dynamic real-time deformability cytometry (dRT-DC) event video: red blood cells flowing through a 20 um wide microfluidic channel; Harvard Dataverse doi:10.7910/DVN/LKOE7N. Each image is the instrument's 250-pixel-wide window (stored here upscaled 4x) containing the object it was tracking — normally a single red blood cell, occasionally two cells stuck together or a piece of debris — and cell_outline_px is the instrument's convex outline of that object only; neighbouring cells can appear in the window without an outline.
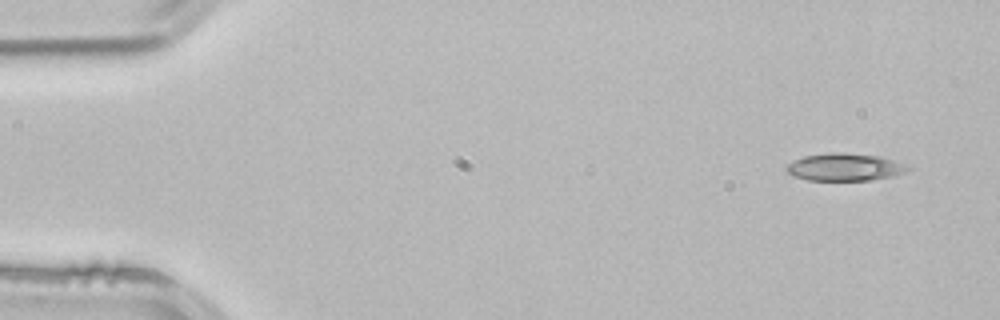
{"species": "common noctule bat (a hibernating species)", "species_latin": "Nyctalus noctula", "temperature_condition": "room temperature", "stored_images_in_passage": 3, "camera_frame_rate_fps": 3000, "um_per_image_px": 0.085, "animal": {"sex": "male", "body_mass_g": 21.5, "forearm_length_mm": 52.0}, "frame": {"image": 1, "passage_image": 1, "time_ms": 0.0, "image_size_px": [1000, 320], "cell_outline_px": [[912, 168], [904, 172], [892, 176], [872, 180], [808, 180], [796, 176], [788, 172], [784, 168], [788, 164], [804, 156], [832, 152], [844, 152], [880, 156], [892, 160]], "centroid_in_image_um": [71.8, 14.2], "position_along_channel_um": 13.2, "area_um2": 19.19}}